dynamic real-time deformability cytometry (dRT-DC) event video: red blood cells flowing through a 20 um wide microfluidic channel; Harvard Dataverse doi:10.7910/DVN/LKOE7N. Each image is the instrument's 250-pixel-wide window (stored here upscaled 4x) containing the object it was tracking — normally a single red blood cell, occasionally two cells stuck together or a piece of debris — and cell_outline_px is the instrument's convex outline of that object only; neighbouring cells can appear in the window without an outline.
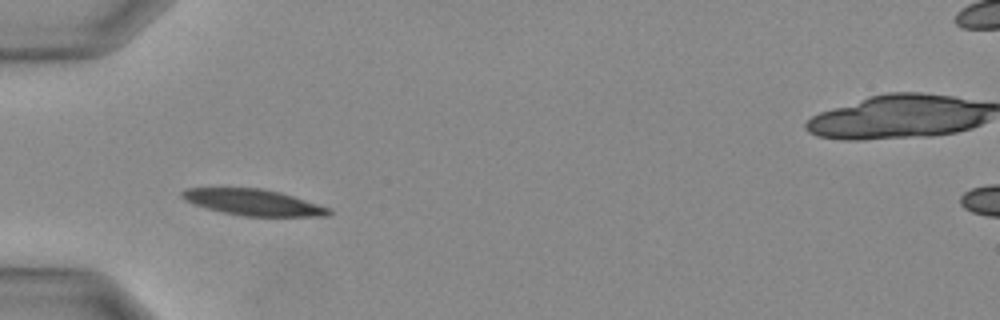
{"species": "Egyptian fruit bat (a non-hibernating species)", "species_latin": "Rousettus aegyptiacus", "temperature_condition": "warm", "stored_images_in_passage": 24, "camera_frame_rate_fps": 3000, "um_per_image_px": 0.085, "animal": {"sex": "female"}, "frame": {"image": 1, "passage_image": 1, "time_ms": 0.0, "image_size_px": [1000, 320], "cell_outline_px": [[332, 212], [328, 216], [244, 216], [224, 212], [208, 208], [184, 200], [180, 196], [180, 192], [184, 188], [260, 188], [280, 192], [332, 208]], "centroid_in_image_um": [21.55, 17.19], "position_along_channel_um": 63.4, "area_um2": 22.25}}
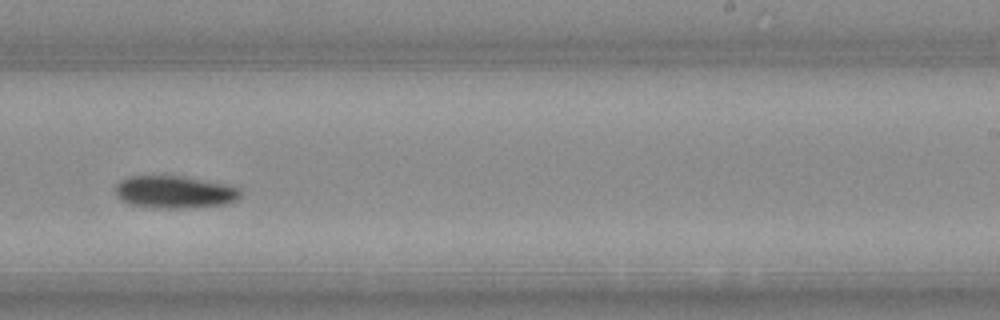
{"frame": {"image": 2, "passage_image": 12, "time_ms": 3.667, "image_size_px": [1000, 320], "cell_outline_px": [[240, 196], [236, 200], [224, 204], [184, 208], [164, 208], [132, 204], [120, 200], [116, 196], [116, 184], [120, 180], [132, 176], [176, 176], [240, 184]], "centroid_in_image_um": [14.92, 16.3], "position_along_channel_um": 274.1, "area_um2": 23.81}}
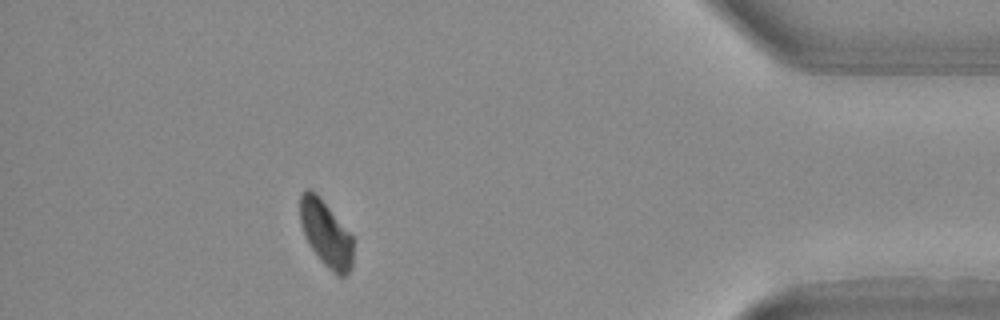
{"frame": {"image": 3, "passage_image": 21, "time_ms": 6.667, "image_size_px": [1000, 320], "cell_outline_px": [[352, 268], [344, 276], [336, 276], [324, 264], [312, 248], [300, 224], [300, 196], [308, 188], [316, 192], [352, 236]], "centroid_in_image_um": [27.7, 19.86], "position_along_channel_um": 407.5, "area_um2": 20.0}}